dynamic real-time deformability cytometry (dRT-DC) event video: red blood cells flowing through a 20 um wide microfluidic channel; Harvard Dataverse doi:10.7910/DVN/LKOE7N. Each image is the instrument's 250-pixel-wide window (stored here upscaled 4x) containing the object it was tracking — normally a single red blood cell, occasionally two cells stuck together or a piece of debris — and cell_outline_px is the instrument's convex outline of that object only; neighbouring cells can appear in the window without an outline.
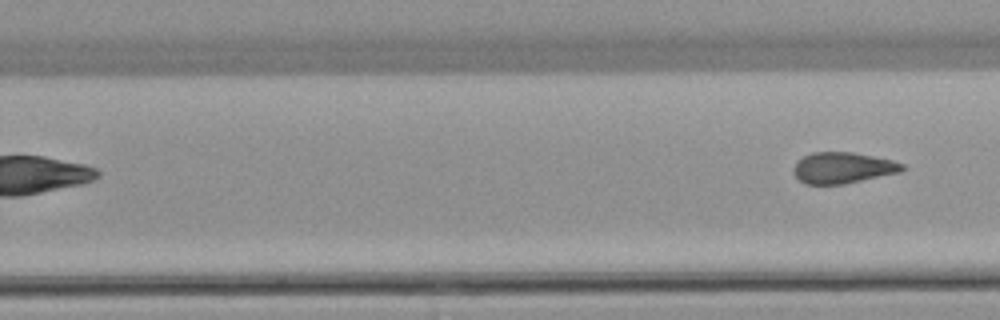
{"species": "common noctule bat (a hibernating species)", "species_latin": "Nyctalus noctula", "temperature_condition": "warm", "stored_images_in_passage": 7, "segment_of_instrument_passage": [2, 2], "camera_frame_rate_fps": 3000, "um_per_image_px": 0.085, "animal": {"sex": "female", "body_mass_g": 22.7, "forearm_length_mm": 54.2}, "frame": {"image": 1, "passage_image": 7, "time_ms": 8.667, "image_size_px": [1000, 320], "cell_outline_px": [[904, 168], [900, 172], [844, 184], [804, 184], [792, 172], [792, 168], [804, 156], [812, 152], [852, 152], [892, 160], [904, 164]], "centroid_in_image_um": [71.62, 14.27], "position_along_channel_um": 258.2, "area_um2": 19.54}}